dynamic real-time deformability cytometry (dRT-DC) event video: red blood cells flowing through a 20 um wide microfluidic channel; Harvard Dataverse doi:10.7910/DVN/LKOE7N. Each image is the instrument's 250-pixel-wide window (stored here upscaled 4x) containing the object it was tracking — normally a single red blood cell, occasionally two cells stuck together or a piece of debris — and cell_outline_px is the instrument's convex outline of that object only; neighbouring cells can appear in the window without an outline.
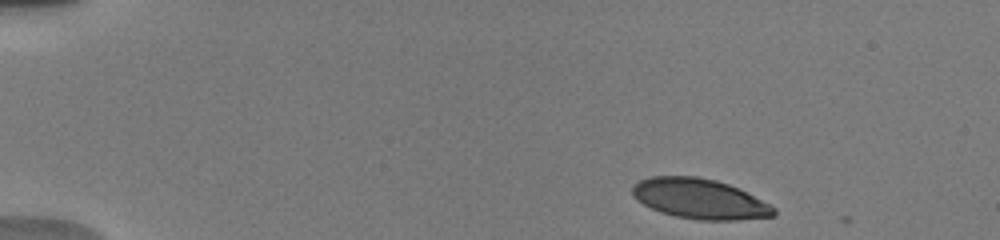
{"species": "human", "species_latin": "Homo sapiens", "temperature_condition": "warm", "stored_images_in_passage": 17, "camera_frame_rate_fps": 3000, "um_per_image_px": 0.085, "donor": {"sex": "male"}, "frame": {"image": 1, "passage_image": 2, "time_ms": 0.333, "image_size_px": [1000, 240], "cell_outline_px": [[776, 216], [736, 220], [700, 220], [676, 216], [660, 212], [644, 204], [632, 192], [632, 188], [640, 180], [652, 176], [696, 176], [716, 180], [728, 184], [776, 208]], "centroid_in_image_um": [59.48, 16.9], "position_along_channel_um": 25.5, "area_um2": 32.48}}
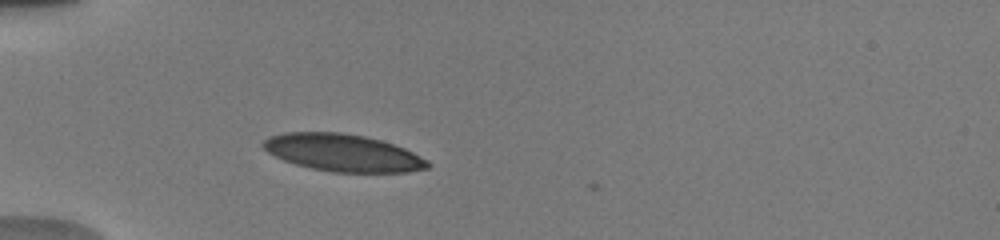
{"frame": {"image": 2, "passage_image": 15, "time_ms": 3.333, "image_size_px": [1000, 240], "cell_outline_px": [[432, 164], [428, 168], [408, 172], [332, 172], [312, 168], [296, 164], [284, 160], [268, 152], [260, 144], [268, 136], [284, 132], [340, 132], [364, 136], [380, 140], [404, 148], [428, 160]], "centroid_in_image_um": [29.14, 12.98], "position_along_channel_um": 55.9, "area_um2": 35.66}}